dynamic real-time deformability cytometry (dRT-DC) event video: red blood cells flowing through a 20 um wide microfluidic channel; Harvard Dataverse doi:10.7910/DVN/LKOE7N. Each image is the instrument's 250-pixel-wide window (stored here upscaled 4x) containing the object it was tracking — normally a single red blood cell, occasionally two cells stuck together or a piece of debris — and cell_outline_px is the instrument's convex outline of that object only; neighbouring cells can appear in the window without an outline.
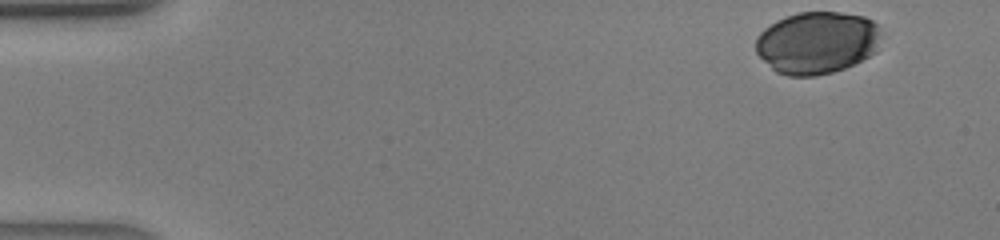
{"species": "human", "species_latin": "Homo sapiens", "temperature_condition": "warm", "stored_images_in_passage": 40, "camera_frame_rate_fps": 3000, "um_per_image_px": 0.085, "donor": {"sex": "male"}, "frame": {"image": 1, "passage_image": 1, "time_ms": 0.0, "image_size_px": [1000, 240], "cell_outline_px": [[880, 32], [876, 52], [844, 68], [832, 72], [816, 76], [788, 76], [776, 72], [756, 52], [756, 36], [764, 28], [776, 20], [796, 12], [840, 12], [864, 16], [880, 24]], "centroid_in_image_um": [69.44, 3.61], "position_along_channel_um": 15.6, "area_um2": 45.66}}
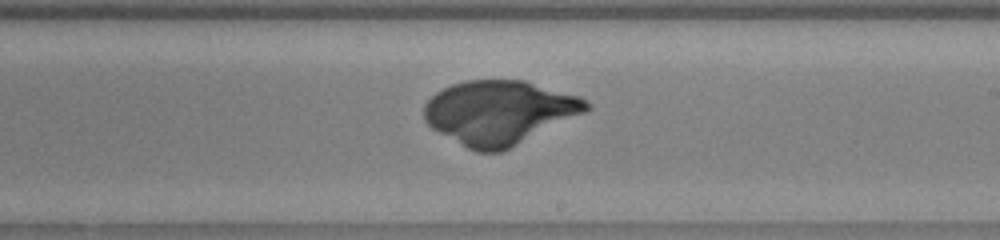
{"frame": {"image": 2, "passage_image": 23, "time_ms": 7.333, "image_size_px": [1000, 240], "cell_outline_px": [[592, 108], [584, 112], [500, 152], [476, 152], [468, 148], [432, 128], [424, 120], [424, 104], [436, 92], [452, 84], [464, 80], [524, 80], [580, 96], [588, 100], [592, 104]], "centroid_in_image_um": [42.43, 9.53], "position_along_channel_um": 246.6, "area_um2": 59.88}}
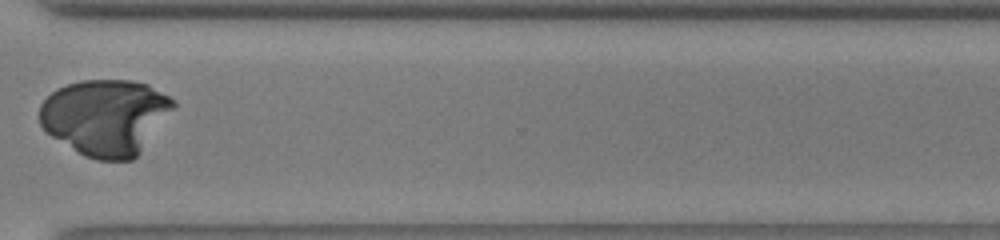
{"frame": {"image": 3, "passage_image": 30, "time_ms": 9.667, "image_size_px": [1000, 240], "cell_outline_px": [[176, 108], [140, 152], [132, 160], [96, 160], [84, 156], [52, 136], [40, 124], [40, 104], [56, 88], [80, 80], [132, 80], [148, 84], [168, 96], [176, 104]], "centroid_in_image_um": [8.98, 9.94], "position_along_channel_um": 361.6, "area_um2": 59.19}}